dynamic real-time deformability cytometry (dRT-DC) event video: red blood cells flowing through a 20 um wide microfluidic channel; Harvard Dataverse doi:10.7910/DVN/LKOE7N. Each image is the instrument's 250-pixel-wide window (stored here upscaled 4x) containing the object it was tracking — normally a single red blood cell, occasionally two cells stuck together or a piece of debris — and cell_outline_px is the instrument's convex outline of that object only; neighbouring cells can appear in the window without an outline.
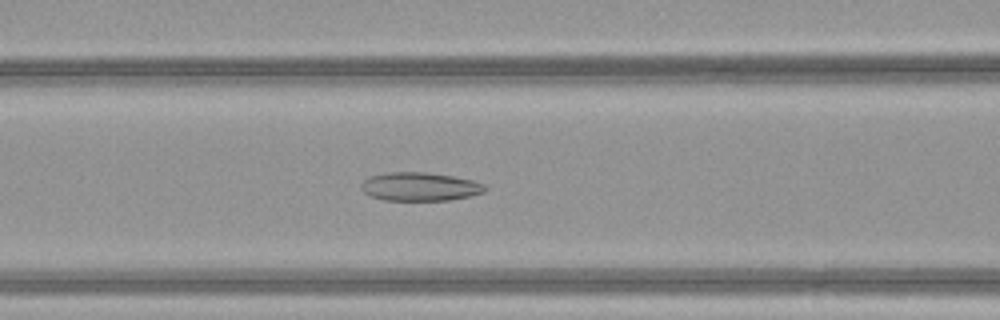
{"species": "common noctule bat (a hibernating species)", "species_latin": "Nyctalus noctula", "temperature_condition": "warm", "stored_images_in_passage": 50, "camera_frame_rate_fps": 3000, "um_per_image_px": 0.085, "animal": {"sex": "female", "body_mass_g": 21.9}, "frame": {"image": 1, "passage_image": 22, "time_ms": 7.0, "image_size_px": [1000, 320], "cell_outline_px": [[488, 188], [484, 192], [468, 196], [448, 200], [384, 200], [372, 196], [364, 192], [360, 188], [360, 184], [368, 176], [388, 172], [424, 172], [452, 176], [472, 180], [484, 184]], "centroid_in_image_um": [35.66, 15.86], "position_along_channel_um": 130.9, "area_um2": 20.52}}
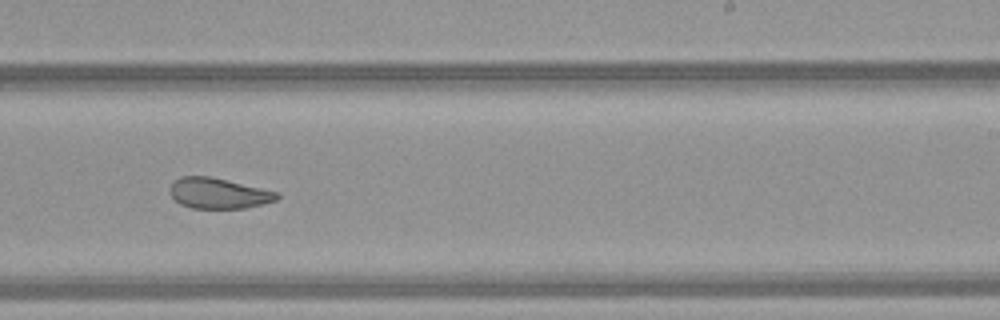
{"frame": {"image": 2, "passage_image": 32, "time_ms": 10.333, "image_size_px": [1000, 320], "cell_outline_px": [[280, 196], [276, 200], [264, 204], [244, 208], [192, 208], [180, 204], [168, 192], [168, 188], [180, 176], [212, 176], [280, 192]], "centroid_in_image_um": [18.59, 16.42], "position_along_channel_um": 270.4, "area_um2": 19.31}}
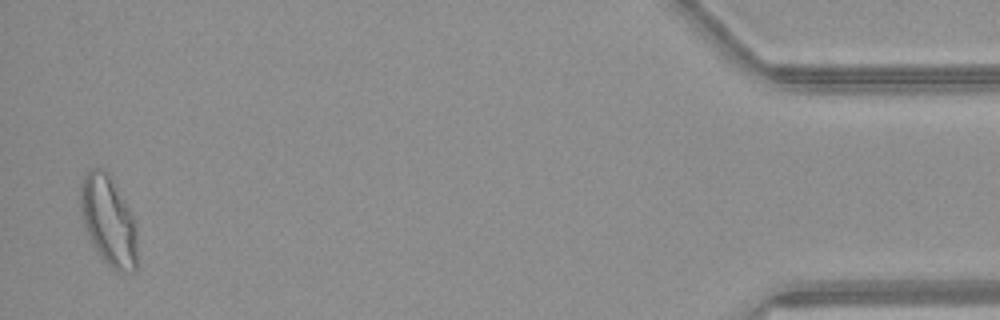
{"frame": {"image": 3, "passage_image": 49, "time_ms": 16.0, "image_size_px": [1000, 320], "cell_outline_px": [[136, 268], [132, 272], [116, 272], [96, 252], [88, 236], [80, 216], [80, 184], [84, 176], [92, 168], [100, 168], [108, 172], [112, 176], [136, 224]], "centroid_in_image_um": [9.2, 18.75], "position_along_channel_um": 426.0, "area_um2": 29.88}, "authors_computed_cell_mechanics": {"area_um2": 24.3627, "velocity_mm_per_s": 4.1798, "shape_relaxation_time_tau1_ms": null, "shape_relaxation_time_tau2_ms": 1.8617, "deformation_change_tau1": null, "deformation_change_tau2": 0.0794}}